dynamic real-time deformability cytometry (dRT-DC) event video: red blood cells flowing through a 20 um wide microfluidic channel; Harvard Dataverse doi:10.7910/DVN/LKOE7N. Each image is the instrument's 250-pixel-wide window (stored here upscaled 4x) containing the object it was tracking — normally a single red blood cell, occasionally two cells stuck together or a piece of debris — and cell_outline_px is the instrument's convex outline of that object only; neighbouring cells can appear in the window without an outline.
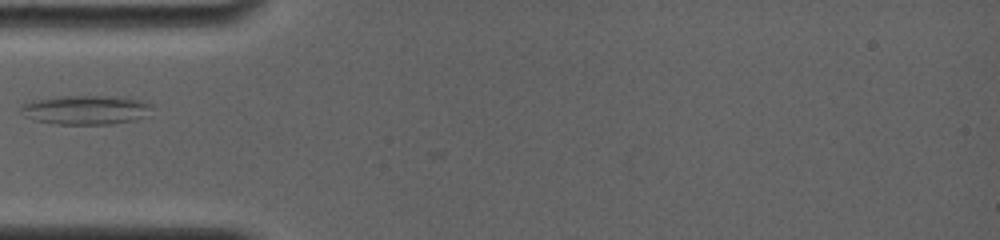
{"species": "common noctule bat (a hibernating species)", "species_latin": "Nyctalus noctula", "temperature_condition": "room temperature", "stored_images_in_passage": 9, "camera_frame_rate_fps": 4000, "um_per_image_px": 0.085, "animal": {"sex": "female", "body_mass_g": 19.0, "forearm_length_mm": 56.7}, "frame": {"image": 1, "passage_image": 8, "time_ms": 1.0, "image_size_px": [1000, 240], "cell_outline_px": [[152, 104], [140, 116], [132, 120], [112, 124], [56, 124], [36, 120], [24, 116], [20, 108], [20, 104], [32, 100], [64, 96], [112, 96], [144, 100]], "centroid_in_image_um": [7.19, 9.33], "position_along_channel_um": 77.8, "area_um2": 21.91}}